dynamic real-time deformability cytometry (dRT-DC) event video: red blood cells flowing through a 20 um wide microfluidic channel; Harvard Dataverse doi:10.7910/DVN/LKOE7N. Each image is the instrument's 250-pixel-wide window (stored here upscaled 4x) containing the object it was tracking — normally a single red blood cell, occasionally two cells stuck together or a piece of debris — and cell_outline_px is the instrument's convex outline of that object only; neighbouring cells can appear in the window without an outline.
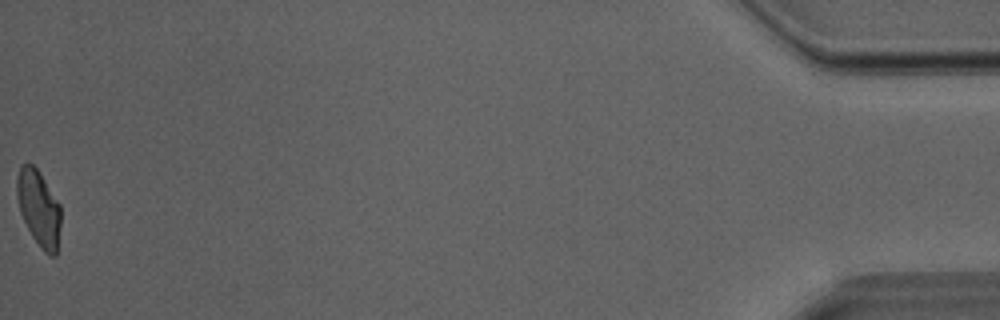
{"species": "Egyptian fruit bat (a non-hibernating species)", "species_latin": "Rousettus aegyptiacus", "temperature_condition": "room temperature", "stored_images_in_passage": 32, "camera_frame_rate_fps": 3000, "um_per_image_px": 0.085, "animal": {"sex": "male"}, "frame": {"image": 1, "passage_image": 32, "time_ms": 10.333, "image_size_px": [1000, 320], "cell_outline_px": [[60, 224], [56, 256], [48, 256], [40, 248], [32, 236], [20, 212], [16, 196], [16, 180], [20, 164], [32, 164], [36, 168], [60, 204]], "centroid_in_image_um": [3.28, 17.71], "position_along_channel_um": 431.9, "area_um2": 19.36}}